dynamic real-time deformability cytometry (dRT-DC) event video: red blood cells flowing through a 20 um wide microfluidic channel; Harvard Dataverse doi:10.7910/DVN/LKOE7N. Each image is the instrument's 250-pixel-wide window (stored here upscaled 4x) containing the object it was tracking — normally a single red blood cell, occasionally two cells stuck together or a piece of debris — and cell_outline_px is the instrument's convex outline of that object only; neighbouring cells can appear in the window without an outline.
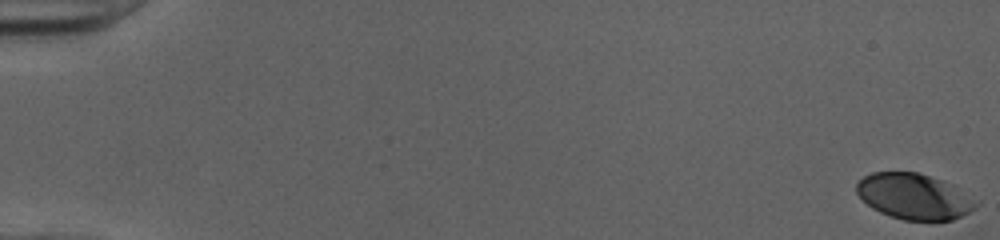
{"species": "human", "species_latin": "Homo sapiens", "temperature_condition": "cold", "stored_images_in_passage": 53, "camera_frame_rate_fps": 3000, "um_per_image_px": 0.085, "donor": {"sex": "female"}, "frame": {"image": 1, "passage_image": 1, "time_ms": 0.0, "image_size_px": [1000, 240], "cell_outline_px": [[980, 204], [976, 208], [952, 220], [904, 220], [880, 212], [872, 208], [856, 192], [856, 184], [864, 176], [872, 172], [920, 172], [952, 184], [980, 200]], "centroid_in_image_um": [77.75, 16.69], "position_along_channel_um": 7.2, "area_um2": 31.96}}
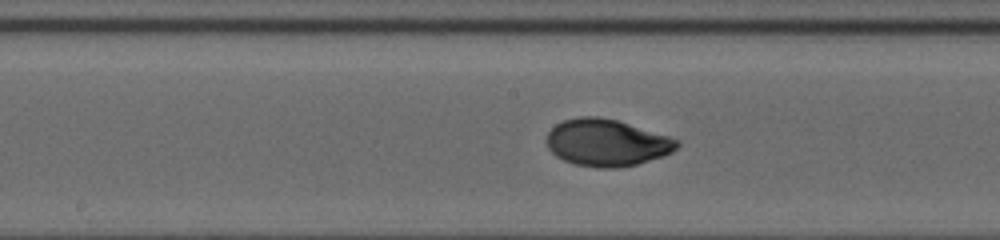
{"frame": {"image": 2, "passage_image": 29, "time_ms": 9.333, "image_size_px": [1000, 240], "cell_outline_px": [[680, 144], [672, 152], [664, 156], [636, 164], [616, 168], [600, 168], [576, 164], [564, 160], [556, 156], [548, 148], [544, 140], [548, 132], [556, 124], [564, 120], [580, 116], [600, 116], [616, 120], [668, 136], [680, 140]], "centroid_in_image_um": [51.55, 12.12], "position_along_channel_um": 196.7, "area_um2": 35.66}}
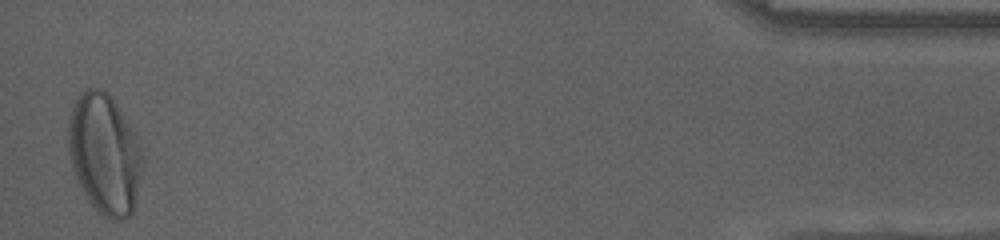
{"frame": {"image": 3, "passage_image": 52, "time_ms": 17.0, "image_size_px": [1000, 240], "cell_outline_px": [[144, 160], [136, 204], [132, 212], [128, 216], [120, 220], [112, 220], [104, 216], [92, 204], [84, 192], [72, 168], [68, 148], [68, 120], [72, 104], [76, 96], [80, 92], [88, 88], [100, 88], [112, 96], [136, 136]], "centroid_in_image_um": [8.89, 13.05], "position_along_channel_um": 426.3, "area_um2": 52.14}, "authors_computed_cell_mechanics": {"area_um2": 34.7378, "velocity_mm_per_s": 4.0229, "shape_relaxation_time_tau1_ms": 3.6239, "shape_relaxation_time_tau2_ms": null, "deformation_change_tau1": 0.1656, "deformation_change_tau2": null}}